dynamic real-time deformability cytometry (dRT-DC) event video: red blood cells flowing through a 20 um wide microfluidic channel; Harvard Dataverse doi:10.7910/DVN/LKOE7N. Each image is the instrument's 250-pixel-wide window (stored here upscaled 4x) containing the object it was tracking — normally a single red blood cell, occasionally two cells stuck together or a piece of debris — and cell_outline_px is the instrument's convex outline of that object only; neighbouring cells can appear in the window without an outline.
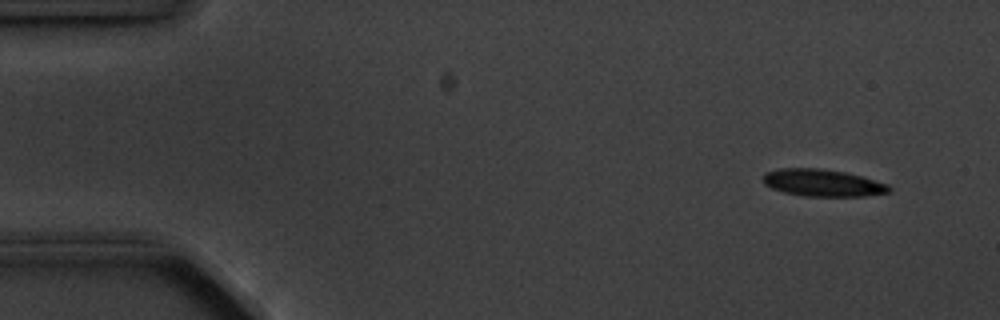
{"species": "common noctule bat (a hibernating species)", "species_latin": "Nyctalus noctula", "temperature_condition": "cold", "stored_images_in_passage": 4, "camera_frame_rate_fps": 3000, "um_per_image_px": 0.085, "animal": {"sex": "male", "body_mass_g": 20.1, "forearm_length_mm": 53.5}, "frame": {"image": 1, "passage_image": 1, "time_ms": 0.0, "image_size_px": [1000, 320], "cell_outline_px": [[892, 188], [888, 192], [864, 196], [804, 196], [784, 192], [772, 188], [764, 184], [760, 180], [764, 172], [780, 168], [820, 168], [848, 172], [864, 176], [888, 184]], "centroid_in_image_um": [69.9, 15.52], "position_along_channel_um": 15.1, "area_um2": 20.23}}
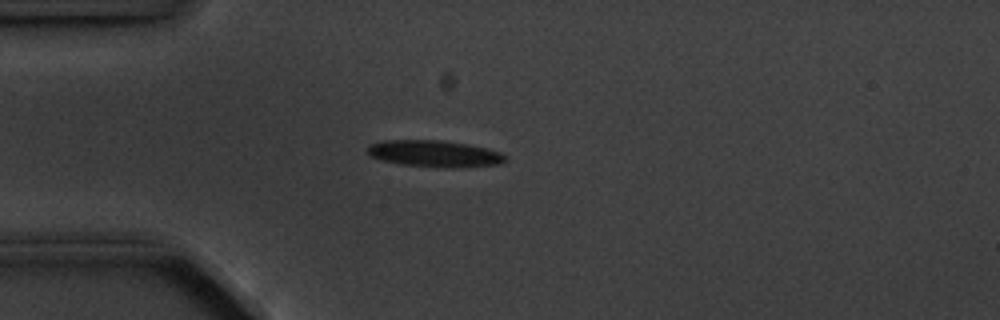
{"frame": {"image": 2, "passage_image": 4, "time_ms": 3.333, "image_size_px": [1000, 320], "cell_outline_px": [[508, 160], [500, 164], [452, 168], [400, 164], [368, 156], [368, 144], [380, 140], [440, 140], [468, 144], [488, 148], [500, 152], [508, 156]], "centroid_in_image_um": [36.96, 13.05], "position_along_channel_um": 48.0, "area_um2": 21.56}}